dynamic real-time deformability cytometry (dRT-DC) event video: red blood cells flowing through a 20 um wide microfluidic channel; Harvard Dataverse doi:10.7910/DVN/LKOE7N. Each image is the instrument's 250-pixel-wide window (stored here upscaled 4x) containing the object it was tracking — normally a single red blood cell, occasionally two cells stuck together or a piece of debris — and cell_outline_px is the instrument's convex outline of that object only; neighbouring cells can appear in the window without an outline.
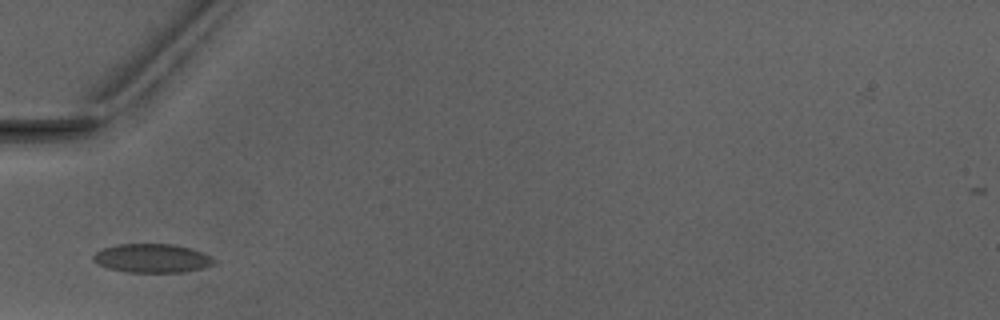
{"species": "Egyptian fruit bat (a non-hibernating species)", "species_latin": "Rousettus aegyptiacus", "temperature_condition": "warm", "stored_images_in_passage": 2, "camera_frame_rate_fps": 3000, "um_per_image_px": 0.085, "animal": {"sex": "male"}, "frame": {"image": 1, "passage_image": 2, "time_ms": 1.0, "image_size_px": [1000, 320], "cell_outline_px": [[216, 264], [184, 272], [124, 272], [108, 268], [96, 264], [92, 260], [92, 256], [96, 252], [104, 248], [116, 244], [172, 244], [192, 248], [204, 252], [212, 256], [216, 260]], "centroid_in_image_um": [12.94, 21.95], "position_along_channel_um": 72.1, "area_um2": 20.52}}